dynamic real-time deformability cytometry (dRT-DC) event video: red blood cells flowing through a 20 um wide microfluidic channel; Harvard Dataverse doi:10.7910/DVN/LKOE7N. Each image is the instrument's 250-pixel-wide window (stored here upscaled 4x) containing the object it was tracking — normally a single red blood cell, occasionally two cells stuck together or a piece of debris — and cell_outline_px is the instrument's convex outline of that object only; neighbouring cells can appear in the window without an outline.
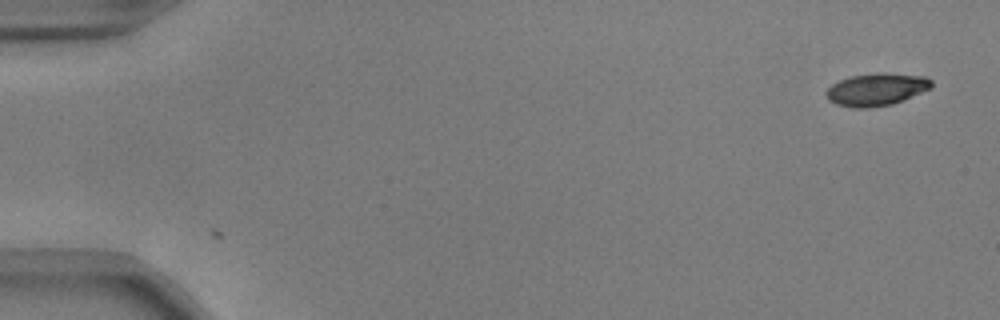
{"species": "common noctule bat (a hibernating species)", "species_latin": "Nyctalus noctula", "temperature_condition": "warm", "stored_images_in_passage": 2, "camera_frame_rate_fps": 3000, "um_per_image_px": 0.085, "animal": {"sex": "male", "body_mass_g": 17.9, "forearm_length_mm": 54.2}, "frame": {"image": 1, "passage_image": 1, "time_ms": 0.0, "image_size_px": [1000, 320], "cell_outline_px": [[932, 88], [892, 104], [868, 108], [852, 108], [836, 104], [828, 100], [824, 92], [832, 84], [840, 80], [852, 76], [880, 72], [884, 72], [924, 76], [932, 80]], "centroid_in_image_um": [74.48, 7.6], "position_along_channel_um": 10.5, "area_um2": 20.0}}